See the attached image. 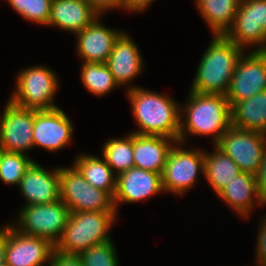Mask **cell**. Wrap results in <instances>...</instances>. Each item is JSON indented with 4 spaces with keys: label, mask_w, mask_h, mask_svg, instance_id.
<instances>
[{
    "label": "cell",
    "mask_w": 266,
    "mask_h": 266,
    "mask_svg": "<svg viewBox=\"0 0 266 266\" xmlns=\"http://www.w3.org/2000/svg\"><path fill=\"white\" fill-rule=\"evenodd\" d=\"M162 190L161 174L133 167L116 176V190L113 197L115 210L120 201L135 203Z\"/></svg>",
    "instance_id": "cell-15"
},
{
    "label": "cell",
    "mask_w": 266,
    "mask_h": 266,
    "mask_svg": "<svg viewBox=\"0 0 266 266\" xmlns=\"http://www.w3.org/2000/svg\"><path fill=\"white\" fill-rule=\"evenodd\" d=\"M0 266H8V265L5 262V263L0 264Z\"/></svg>",
    "instance_id": "cell-38"
},
{
    "label": "cell",
    "mask_w": 266,
    "mask_h": 266,
    "mask_svg": "<svg viewBox=\"0 0 266 266\" xmlns=\"http://www.w3.org/2000/svg\"><path fill=\"white\" fill-rule=\"evenodd\" d=\"M197 7L214 35H225L232 27L240 0H196Z\"/></svg>",
    "instance_id": "cell-23"
},
{
    "label": "cell",
    "mask_w": 266,
    "mask_h": 266,
    "mask_svg": "<svg viewBox=\"0 0 266 266\" xmlns=\"http://www.w3.org/2000/svg\"><path fill=\"white\" fill-rule=\"evenodd\" d=\"M262 52L266 55V47H265V49Z\"/></svg>",
    "instance_id": "cell-39"
},
{
    "label": "cell",
    "mask_w": 266,
    "mask_h": 266,
    "mask_svg": "<svg viewBox=\"0 0 266 266\" xmlns=\"http://www.w3.org/2000/svg\"><path fill=\"white\" fill-rule=\"evenodd\" d=\"M204 155L201 151L184 150L172 146L162 173L163 191L184 193L196 182L199 170L204 172Z\"/></svg>",
    "instance_id": "cell-11"
},
{
    "label": "cell",
    "mask_w": 266,
    "mask_h": 266,
    "mask_svg": "<svg viewBox=\"0 0 266 266\" xmlns=\"http://www.w3.org/2000/svg\"><path fill=\"white\" fill-rule=\"evenodd\" d=\"M154 0H120V7L129 11H142Z\"/></svg>",
    "instance_id": "cell-35"
},
{
    "label": "cell",
    "mask_w": 266,
    "mask_h": 266,
    "mask_svg": "<svg viewBox=\"0 0 266 266\" xmlns=\"http://www.w3.org/2000/svg\"><path fill=\"white\" fill-rule=\"evenodd\" d=\"M189 96L185 123L180 114L179 143L184 141L185 133L189 132L194 135L213 134L216 144L231 126V107L226 96L193 91Z\"/></svg>",
    "instance_id": "cell-3"
},
{
    "label": "cell",
    "mask_w": 266,
    "mask_h": 266,
    "mask_svg": "<svg viewBox=\"0 0 266 266\" xmlns=\"http://www.w3.org/2000/svg\"><path fill=\"white\" fill-rule=\"evenodd\" d=\"M99 14L109 8H119L120 0H85Z\"/></svg>",
    "instance_id": "cell-34"
},
{
    "label": "cell",
    "mask_w": 266,
    "mask_h": 266,
    "mask_svg": "<svg viewBox=\"0 0 266 266\" xmlns=\"http://www.w3.org/2000/svg\"><path fill=\"white\" fill-rule=\"evenodd\" d=\"M214 145L234 160L242 172L255 175L266 150V134L231 125Z\"/></svg>",
    "instance_id": "cell-8"
},
{
    "label": "cell",
    "mask_w": 266,
    "mask_h": 266,
    "mask_svg": "<svg viewBox=\"0 0 266 266\" xmlns=\"http://www.w3.org/2000/svg\"><path fill=\"white\" fill-rule=\"evenodd\" d=\"M3 152H4V149L0 146V161H1V158H2V155H3Z\"/></svg>",
    "instance_id": "cell-37"
},
{
    "label": "cell",
    "mask_w": 266,
    "mask_h": 266,
    "mask_svg": "<svg viewBox=\"0 0 266 266\" xmlns=\"http://www.w3.org/2000/svg\"><path fill=\"white\" fill-rule=\"evenodd\" d=\"M216 151L204 155V176L218 194L242 171L234 160L216 146Z\"/></svg>",
    "instance_id": "cell-25"
},
{
    "label": "cell",
    "mask_w": 266,
    "mask_h": 266,
    "mask_svg": "<svg viewBox=\"0 0 266 266\" xmlns=\"http://www.w3.org/2000/svg\"><path fill=\"white\" fill-rule=\"evenodd\" d=\"M121 34L106 28L96 18L89 26L77 33V52L84 59L83 62L106 63Z\"/></svg>",
    "instance_id": "cell-17"
},
{
    "label": "cell",
    "mask_w": 266,
    "mask_h": 266,
    "mask_svg": "<svg viewBox=\"0 0 266 266\" xmlns=\"http://www.w3.org/2000/svg\"><path fill=\"white\" fill-rule=\"evenodd\" d=\"M116 211L72 212L55 250L79 255L94 245L111 241L108 231Z\"/></svg>",
    "instance_id": "cell-4"
},
{
    "label": "cell",
    "mask_w": 266,
    "mask_h": 266,
    "mask_svg": "<svg viewBox=\"0 0 266 266\" xmlns=\"http://www.w3.org/2000/svg\"><path fill=\"white\" fill-rule=\"evenodd\" d=\"M116 249L112 241H106L79 254L83 266H117Z\"/></svg>",
    "instance_id": "cell-30"
},
{
    "label": "cell",
    "mask_w": 266,
    "mask_h": 266,
    "mask_svg": "<svg viewBox=\"0 0 266 266\" xmlns=\"http://www.w3.org/2000/svg\"><path fill=\"white\" fill-rule=\"evenodd\" d=\"M73 126L63 110H34L33 146L39 145L55 151L66 146L71 139Z\"/></svg>",
    "instance_id": "cell-14"
},
{
    "label": "cell",
    "mask_w": 266,
    "mask_h": 266,
    "mask_svg": "<svg viewBox=\"0 0 266 266\" xmlns=\"http://www.w3.org/2000/svg\"><path fill=\"white\" fill-rule=\"evenodd\" d=\"M261 204H266V150L258 172L255 174Z\"/></svg>",
    "instance_id": "cell-32"
},
{
    "label": "cell",
    "mask_w": 266,
    "mask_h": 266,
    "mask_svg": "<svg viewBox=\"0 0 266 266\" xmlns=\"http://www.w3.org/2000/svg\"><path fill=\"white\" fill-rule=\"evenodd\" d=\"M34 110L7 103L0 119V146L6 152L24 154L33 146Z\"/></svg>",
    "instance_id": "cell-13"
},
{
    "label": "cell",
    "mask_w": 266,
    "mask_h": 266,
    "mask_svg": "<svg viewBox=\"0 0 266 266\" xmlns=\"http://www.w3.org/2000/svg\"><path fill=\"white\" fill-rule=\"evenodd\" d=\"M218 196L235 211L237 210V213L239 212L242 216L246 215V218L251 208L254 207V198H257L261 204L255 175L247 172H242L236 176L218 193Z\"/></svg>",
    "instance_id": "cell-22"
},
{
    "label": "cell",
    "mask_w": 266,
    "mask_h": 266,
    "mask_svg": "<svg viewBox=\"0 0 266 266\" xmlns=\"http://www.w3.org/2000/svg\"><path fill=\"white\" fill-rule=\"evenodd\" d=\"M265 90L266 55L262 51H252L244 58L241 56L225 95L230 107Z\"/></svg>",
    "instance_id": "cell-10"
},
{
    "label": "cell",
    "mask_w": 266,
    "mask_h": 266,
    "mask_svg": "<svg viewBox=\"0 0 266 266\" xmlns=\"http://www.w3.org/2000/svg\"><path fill=\"white\" fill-rule=\"evenodd\" d=\"M225 36L238 47L260 44L255 51L266 47V0L240 1L232 27Z\"/></svg>",
    "instance_id": "cell-9"
},
{
    "label": "cell",
    "mask_w": 266,
    "mask_h": 266,
    "mask_svg": "<svg viewBox=\"0 0 266 266\" xmlns=\"http://www.w3.org/2000/svg\"><path fill=\"white\" fill-rule=\"evenodd\" d=\"M99 15L85 0H53L48 25L77 34Z\"/></svg>",
    "instance_id": "cell-19"
},
{
    "label": "cell",
    "mask_w": 266,
    "mask_h": 266,
    "mask_svg": "<svg viewBox=\"0 0 266 266\" xmlns=\"http://www.w3.org/2000/svg\"><path fill=\"white\" fill-rule=\"evenodd\" d=\"M70 210L60 199L47 204L24 206L20 213V227L23 234L41 237L53 245L59 241L67 224Z\"/></svg>",
    "instance_id": "cell-7"
},
{
    "label": "cell",
    "mask_w": 266,
    "mask_h": 266,
    "mask_svg": "<svg viewBox=\"0 0 266 266\" xmlns=\"http://www.w3.org/2000/svg\"><path fill=\"white\" fill-rule=\"evenodd\" d=\"M6 226L0 230V264L5 263Z\"/></svg>",
    "instance_id": "cell-36"
},
{
    "label": "cell",
    "mask_w": 266,
    "mask_h": 266,
    "mask_svg": "<svg viewBox=\"0 0 266 266\" xmlns=\"http://www.w3.org/2000/svg\"><path fill=\"white\" fill-rule=\"evenodd\" d=\"M49 266H83V263L79 255L64 254L54 250Z\"/></svg>",
    "instance_id": "cell-31"
},
{
    "label": "cell",
    "mask_w": 266,
    "mask_h": 266,
    "mask_svg": "<svg viewBox=\"0 0 266 266\" xmlns=\"http://www.w3.org/2000/svg\"><path fill=\"white\" fill-rule=\"evenodd\" d=\"M138 131L133 134L169 137L179 143V107L168 96L142 88L128 89Z\"/></svg>",
    "instance_id": "cell-1"
},
{
    "label": "cell",
    "mask_w": 266,
    "mask_h": 266,
    "mask_svg": "<svg viewBox=\"0 0 266 266\" xmlns=\"http://www.w3.org/2000/svg\"><path fill=\"white\" fill-rule=\"evenodd\" d=\"M213 36L214 39L199 63L190 91L226 95L243 49L225 35Z\"/></svg>",
    "instance_id": "cell-2"
},
{
    "label": "cell",
    "mask_w": 266,
    "mask_h": 266,
    "mask_svg": "<svg viewBox=\"0 0 266 266\" xmlns=\"http://www.w3.org/2000/svg\"><path fill=\"white\" fill-rule=\"evenodd\" d=\"M18 14L40 24L48 25L53 0H6Z\"/></svg>",
    "instance_id": "cell-29"
},
{
    "label": "cell",
    "mask_w": 266,
    "mask_h": 266,
    "mask_svg": "<svg viewBox=\"0 0 266 266\" xmlns=\"http://www.w3.org/2000/svg\"><path fill=\"white\" fill-rule=\"evenodd\" d=\"M231 125L266 134V90L231 107Z\"/></svg>",
    "instance_id": "cell-21"
},
{
    "label": "cell",
    "mask_w": 266,
    "mask_h": 266,
    "mask_svg": "<svg viewBox=\"0 0 266 266\" xmlns=\"http://www.w3.org/2000/svg\"><path fill=\"white\" fill-rule=\"evenodd\" d=\"M34 161L26 155L3 152L0 161V179L6 184H18Z\"/></svg>",
    "instance_id": "cell-28"
},
{
    "label": "cell",
    "mask_w": 266,
    "mask_h": 266,
    "mask_svg": "<svg viewBox=\"0 0 266 266\" xmlns=\"http://www.w3.org/2000/svg\"><path fill=\"white\" fill-rule=\"evenodd\" d=\"M85 180L93 187L107 192L112 198L116 190V175L106 160L99 157L80 155L74 163Z\"/></svg>",
    "instance_id": "cell-24"
},
{
    "label": "cell",
    "mask_w": 266,
    "mask_h": 266,
    "mask_svg": "<svg viewBox=\"0 0 266 266\" xmlns=\"http://www.w3.org/2000/svg\"><path fill=\"white\" fill-rule=\"evenodd\" d=\"M55 73L44 66L25 69L17 76V90L9 100L14 105L36 111L58 108L53 104L57 90Z\"/></svg>",
    "instance_id": "cell-6"
},
{
    "label": "cell",
    "mask_w": 266,
    "mask_h": 266,
    "mask_svg": "<svg viewBox=\"0 0 266 266\" xmlns=\"http://www.w3.org/2000/svg\"><path fill=\"white\" fill-rule=\"evenodd\" d=\"M103 159L118 174L133 168V133L124 139L108 140L103 147Z\"/></svg>",
    "instance_id": "cell-26"
},
{
    "label": "cell",
    "mask_w": 266,
    "mask_h": 266,
    "mask_svg": "<svg viewBox=\"0 0 266 266\" xmlns=\"http://www.w3.org/2000/svg\"><path fill=\"white\" fill-rule=\"evenodd\" d=\"M19 188L27 200L25 206L47 204L60 200L59 168L47 172L33 162L19 182Z\"/></svg>",
    "instance_id": "cell-16"
},
{
    "label": "cell",
    "mask_w": 266,
    "mask_h": 266,
    "mask_svg": "<svg viewBox=\"0 0 266 266\" xmlns=\"http://www.w3.org/2000/svg\"><path fill=\"white\" fill-rule=\"evenodd\" d=\"M81 78L84 86L97 96L119 86L106 63L83 62Z\"/></svg>",
    "instance_id": "cell-27"
},
{
    "label": "cell",
    "mask_w": 266,
    "mask_h": 266,
    "mask_svg": "<svg viewBox=\"0 0 266 266\" xmlns=\"http://www.w3.org/2000/svg\"><path fill=\"white\" fill-rule=\"evenodd\" d=\"M55 250L49 240L23 234L14 226H6L5 262L8 266H43Z\"/></svg>",
    "instance_id": "cell-12"
},
{
    "label": "cell",
    "mask_w": 266,
    "mask_h": 266,
    "mask_svg": "<svg viewBox=\"0 0 266 266\" xmlns=\"http://www.w3.org/2000/svg\"><path fill=\"white\" fill-rule=\"evenodd\" d=\"M60 199L72 212L117 211L113 198L105 191L90 185L79 170L59 168Z\"/></svg>",
    "instance_id": "cell-5"
},
{
    "label": "cell",
    "mask_w": 266,
    "mask_h": 266,
    "mask_svg": "<svg viewBox=\"0 0 266 266\" xmlns=\"http://www.w3.org/2000/svg\"><path fill=\"white\" fill-rule=\"evenodd\" d=\"M262 223L263 224L257 239V260L259 266H266V218Z\"/></svg>",
    "instance_id": "cell-33"
},
{
    "label": "cell",
    "mask_w": 266,
    "mask_h": 266,
    "mask_svg": "<svg viewBox=\"0 0 266 266\" xmlns=\"http://www.w3.org/2000/svg\"><path fill=\"white\" fill-rule=\"evenodd\" d=\"M142 57L135 43L126 33L116 40L106 64L114 81L120 86L133 80L142 70Z\"/></svg>",
    "instance_id": "cell-20"
},
{
    "label": "cell",
    "mask_w": 266,
    "mask_h": 266,
    "mask_svg": "<svg viewBox=\"0 0 266 266\" xmlns=\"http://www.w3.org/2000/svg\"><path fill=\"white\" fill-rule=\"evenodd\" d=\"M170 141L176 143L169 137L133 134L134 167L162 175Z\"/></svg>",
    "instance_id": "cell-18"
}]
</instances>
